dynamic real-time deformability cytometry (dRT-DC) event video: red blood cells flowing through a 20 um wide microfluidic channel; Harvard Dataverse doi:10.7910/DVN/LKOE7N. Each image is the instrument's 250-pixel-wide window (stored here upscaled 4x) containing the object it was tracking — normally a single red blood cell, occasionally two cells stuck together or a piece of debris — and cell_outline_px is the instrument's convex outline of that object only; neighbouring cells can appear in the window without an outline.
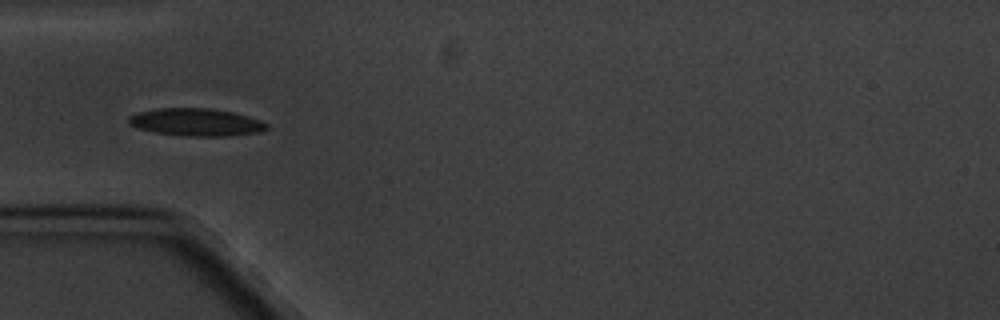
{"species": "common noctule bat (a hibernating species)", "species_latin": "Nyctalus noctula", "temperature_condition": "cold", "stored_images_in_passage": 4, "camera_frame_rate_fps": 3000, "um_per_image_px": 0.085, "animal": {"sex": "male", "body_mass_g": 20.1, "forearm_length_mm": 53.5}, "frame": {"image": 1, "passage_image": 4, "time_ms": 3.333, "image_size_px": [1000, 320], "cell_outline_px": [[268, 128], [260, 132], [232, 136], [188, 136], [156, 132], [136, 128], [128, 124], [128, 116], [140, 112], [156, 108], [212, 108], [232, 112], [248, 116], [260, 120], [268, 124]], "centroid_in_image_um": [16.68, 10.38], "position_along_channel_um": 68.3, "area_um2": 22.25}}